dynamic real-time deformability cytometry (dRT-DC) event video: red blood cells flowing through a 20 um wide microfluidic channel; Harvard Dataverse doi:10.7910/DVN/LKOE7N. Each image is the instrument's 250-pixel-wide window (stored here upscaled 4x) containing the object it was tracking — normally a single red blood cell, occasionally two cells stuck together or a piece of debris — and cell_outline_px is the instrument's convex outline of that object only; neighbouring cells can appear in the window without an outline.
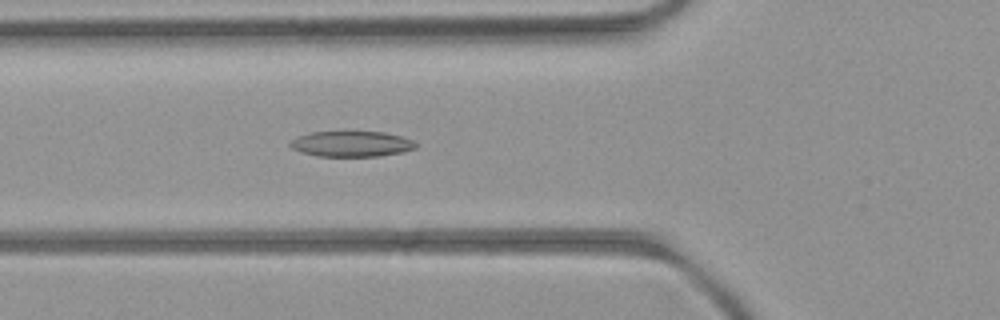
{"species": "common noctule bat (a hibernating species)", "species_latin": "Nyctalus noctula", "temperature_condition": "room temperature", "stored_images_in_passage": 51, "camera_frame_rate_fps": 3000, "um_per_image_px": 0.085, "animal": {"sex": "female", "body_mass_g": 21.9}, "frame": {"image": 1, "passage_image": 18, "time_ms": 5.667, "image_size_px": [1000, 320], "cell_outline_px": [[416, 148], [400, 152], [380, 156], [320, 156], [300, 152], [292, 148], [288, 144], [296, 136], [312, 132], [384, 132], [404, 136], [412, 140], [416, 144]], "centroid_in_image_um": [29.87, 12.23], "position_along_channel_um": 95.9, "area_um2": 18.67}}
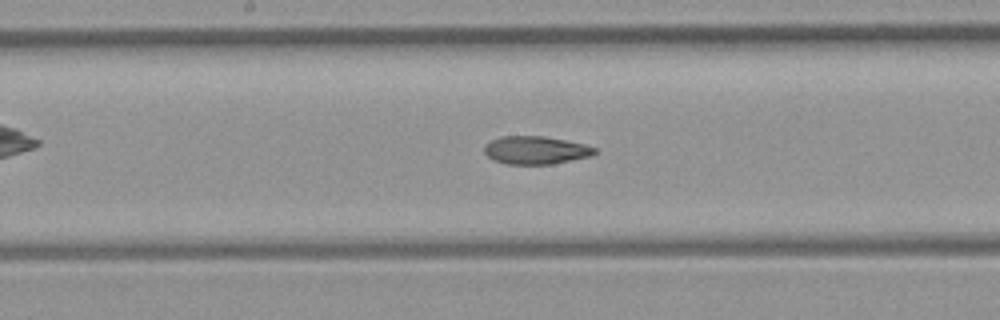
{"frame": {"image": 2, "passage_image": 26, "time_ms": 8.333, "image_size_px": [1000, 320], "cell_outline_px": [[596, 152], [592, 156], [552, 164], [508, 164], [496, 160], [488, 156], [484, 152], [484, 148], [492, 140], [500, 136], [544, 136], [584, 144], [596, 148]], "centroid_in_image_um": [45.56, 12.76], "position_along_channel_um": 202.6, "area_um2": 17.8}}
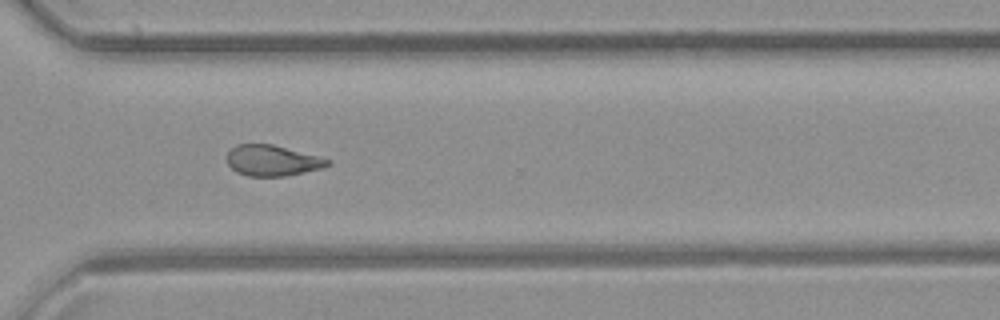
{"frame": {"image": 3, "passage_image": 37, "time_ms": 12.0, "image_size_px": [1000, 320], "cell_outline_px": [[332, 164], [324, 168], [284, 176], [248, 176], [236, 172], [228, 164], [228, 152], [236, 144], [272, 144], [320, 156], [332, 160]], "centroid_in_image_um": [23.2, 13.64], "position_along_channel_um": 347.4, "area_um2": 18.15}, "authors_computed_cell_mechanics": {"area_um2": 19.1896, "velocity_mm_per_s": 3.9635, "shape_relaxation_time_tau1_ms": null, "shape_relaxation_time_tau2_ms": 2.9342, "deformation_change_tau1": null, "deformation_change_tau2": 0.1009}}